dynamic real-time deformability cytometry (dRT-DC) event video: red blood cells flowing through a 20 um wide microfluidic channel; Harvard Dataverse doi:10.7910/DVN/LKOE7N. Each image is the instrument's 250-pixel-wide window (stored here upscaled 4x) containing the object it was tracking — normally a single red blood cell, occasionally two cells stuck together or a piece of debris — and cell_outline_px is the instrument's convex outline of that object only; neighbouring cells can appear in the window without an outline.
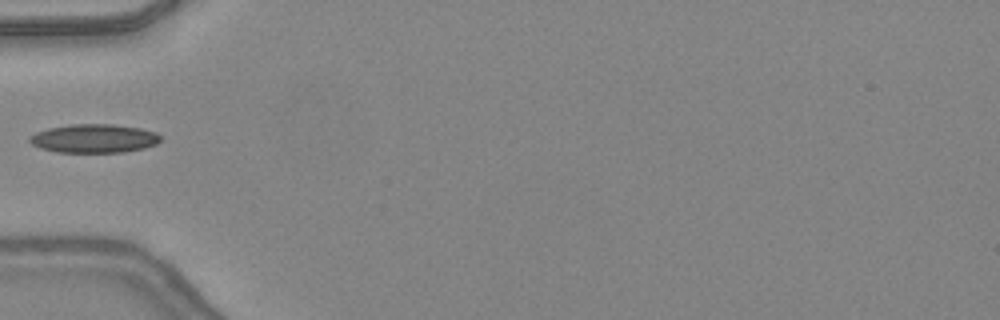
{"species": "common noctule bat (a hibernating species)", "species_latin": "Nyctalus noctula", "temperature_condition": "warm", "stored_images_in_passage": 32, "camera_frame_rate_fps": 3000, "um_per_image_px": 0.085, "animal": {"sex": "female", "body_mass_g": 24.6, "forearm_length_mm": 56.2}, "frame": {"image": 1, "passage_image": 1, "time_ms": 0.0, "image_size_px": [1000, 320], "cell_outline_px": [[160, 140], [156, 144], [144, 148], [124, 152], [56, 152], [40, 148], [32, 144], [28, 140], [28, 136], [36, 132], [48, 128], [72, 124], [112, 124], [140, 128], [156, 132], [160, 136]], "centroid_in_image_um": [7.97, 11.77], "position_along_channel_um": 77.0, "area_um2": 21.91}}
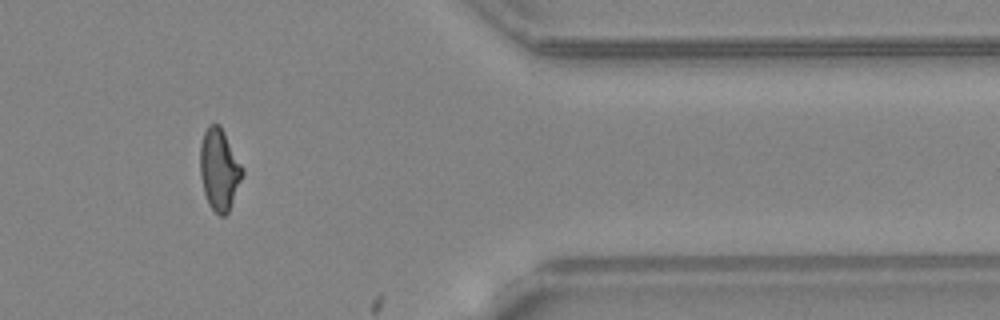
{"frame": {"image": 2, "passage_image": 24, "time_ms": 7.667, "image_size_px": [1000, 320], "cell_outline_px": [[244, 172], [228, 212], [224, 216], [220, 216], [208, 204], [204, 192], [200, 176], [200, 144], [204, 132], [208, 124], [220, 124], [244, 168]], "centroid_in_image_um": [18.63, 14.38], "position_along_channel_um": 392.8, "area_um2": 20.11}}
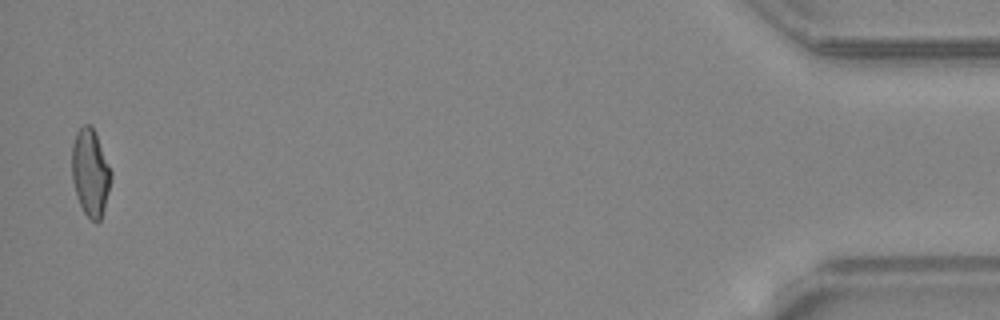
{"frame": {"image": 3, "passage_image": 31, "time_ms": 10.0, "image_size_px": [1000, 320], "cell_outline_px": [[112, 176], [104, 208], [100, 220], [92, 220], [84, 212], [80, 204], [72, 180], [72, 144], [76, 132], [84, 124], [92, 124], [112, 172]], "centroid_in_image_um": [7.68, 14.62], "position_along_channel_um": 427.5, "area_um2": 19.65}}